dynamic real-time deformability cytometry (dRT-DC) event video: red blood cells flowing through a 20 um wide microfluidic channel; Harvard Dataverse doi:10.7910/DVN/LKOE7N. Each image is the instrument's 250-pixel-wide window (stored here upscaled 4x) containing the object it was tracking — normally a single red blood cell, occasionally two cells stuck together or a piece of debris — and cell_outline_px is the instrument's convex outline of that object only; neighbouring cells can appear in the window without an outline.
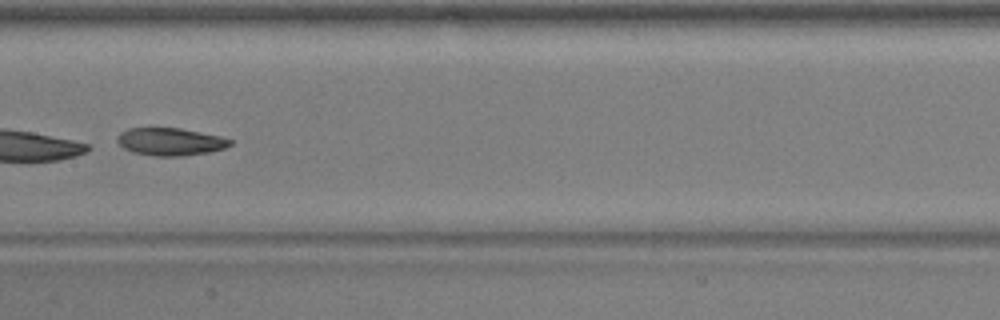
{"species": "common noctule bat (a hibernating species)", "species_latin": "Nyctalus noctula", "temperature_condition": "warm", "stored_images_in_passage": 25, "camera_frame_rate_fps": 3000, "um_per_image_px": 0.085, "animal": {"sex": "male", "body_mass_g": 17.9, "forearm_length_mm": 54.2}, "frame": {"image": 1, "passage_image": 15, "time_ms": 4.667, "image_size_px": [1000, 320], "cell_outline_px": [[232, 144], [224, 148], [208, 152], [184, 156], [156, 156], [132, 152], [124, 148], [116, 140], [116, 136], [120, 132], [128, 128], [180, 128], [220, 136], [232, 140]], "centroid_in_image_um": [14.45, 12.04], "position_along_channel_um": 192.9, "area_um2": 18.15}}